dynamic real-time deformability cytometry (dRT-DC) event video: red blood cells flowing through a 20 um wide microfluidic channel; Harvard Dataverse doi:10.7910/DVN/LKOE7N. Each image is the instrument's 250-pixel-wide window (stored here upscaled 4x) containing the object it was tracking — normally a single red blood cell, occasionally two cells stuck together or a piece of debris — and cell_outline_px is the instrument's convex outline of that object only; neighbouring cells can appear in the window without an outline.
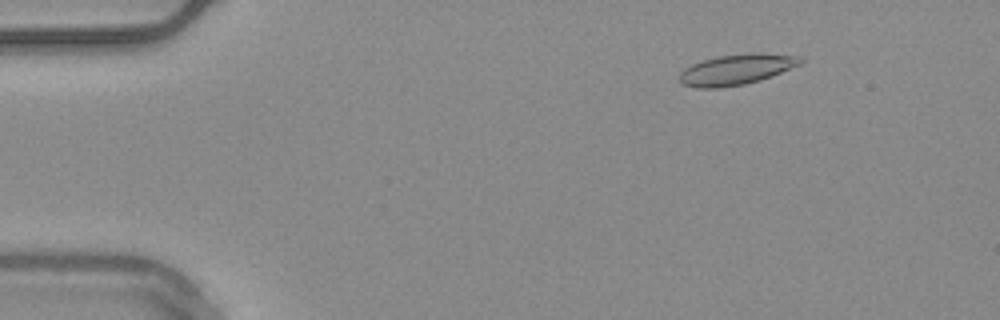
{"species": "common noctule bat (a hibernating species)", "species_latin": "Nyctalus noctula", "temperature_condition": "warm", "stored_images_in_passage": 55, "camera_frame_rate_fps": 3000, "um_per_image_px": 0.085, "animal": {"sex": "male", "body_mass_g": 20.4}, "frame": {"image": 1, "passage_image": 8, "time_ms": 2.333, "image_size_px": [1000, 320], "cell_outline_px": [[804, 60], [800, 64], [760, 80], [744, 84], [720, 88], [696, 88], [680, 84], [676, 80], [680, 72], [684, 68], [692, 64], [704, 60], [720, 56], [748, 52], [760, 52], [800, 56]], "centroid_in_image_um": [62.54, 5.91], "position_along_channel_um": 22.5, "area_um2": 21.73}}
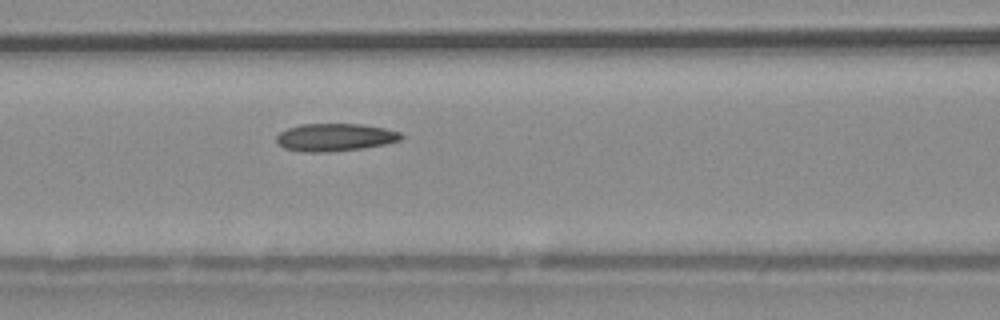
{"frame": {"image": 2, "passage_image": 24, "time_ms": 7.667, "image_size_px": [1000, 320], "cell_outline_px": [[404, 136], [400, 140], [384, 144], [360, 148], [328, 152], [300, 152], [284, 148], [276, 140], [276, 136], [280, 132], [288, 128], [300, 124], [360, 124], [384, 128], [400, 132]], "centroid_in_image_um": [28.45, 11.67], "position_along_channel_um": 138.2, "area_um2": 20.0}}
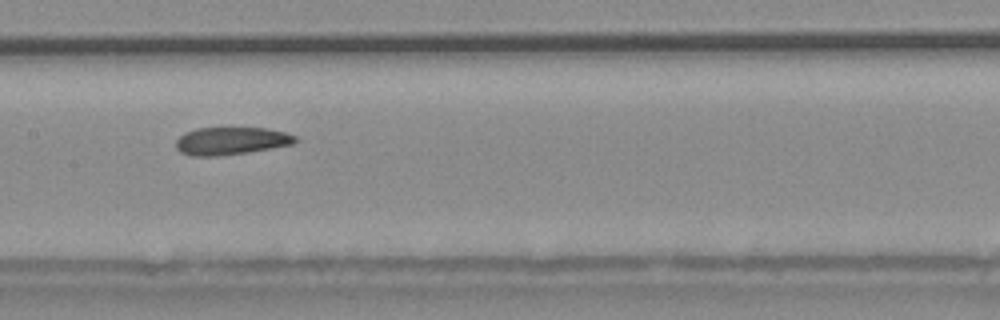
{"frame": {"image": 3, "passage_image": 28, "time_ms": 9.0, "image_size_px": [1000, 320], "cell_outline_px": [[300, 140], [292, 144], [248, 152], [216, 156], [188, 156], [180, 152], [176, 148], [176, 140], [184, 132], [196, 128], [264, 128], [284, 132], [296, 136]], "centroid_in_image_um": [19.61, 11.98], "position_along_channel_um": 187.8, "area_um2": 19.25}, "authors_computed_cell_mechanics": {"area_um2": 20.1144, "velocity_mm_per_s": 3.723, "shape_relaxation_time_tau1_ms": null, "shape_relaxation_time_tau2_ms": 2.9233, "deformation_change_tau1": null, "deformation_change_tau2": 0.0906}}